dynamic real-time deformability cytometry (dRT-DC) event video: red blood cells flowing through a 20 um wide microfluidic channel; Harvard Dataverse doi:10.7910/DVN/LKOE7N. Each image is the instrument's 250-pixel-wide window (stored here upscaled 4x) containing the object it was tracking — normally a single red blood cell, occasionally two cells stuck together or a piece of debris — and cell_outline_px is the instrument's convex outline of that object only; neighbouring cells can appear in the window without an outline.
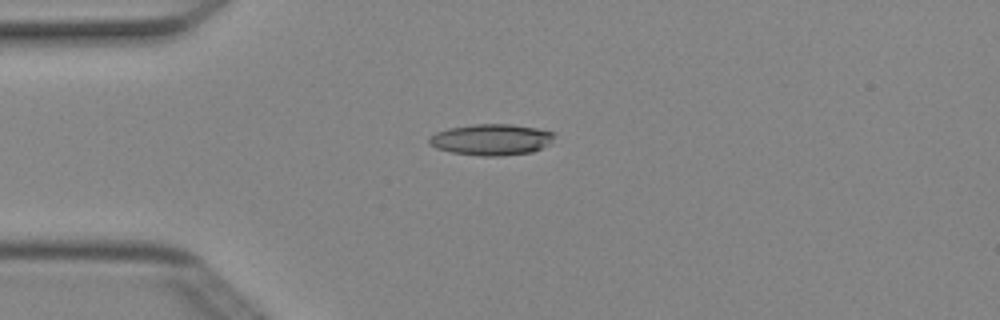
{"species": "Egyptian fruit bat (a non-hibernating species)", "species_latin": "Rousettus aegyptiacus", "temperature_condition": "cold", "stored_images_in_passage": 5, "camera_frame_rate_fps": 3000, "um_per_image_px": 0.085, "animal": {"sex": "female"}, "frame": {"image": 1, "passage_image": 3, "time_ms": 0.667, "image_size_px": [1000, 320], "cell_outline_px": [[556, 136], [552, 144], [532, 152], [500, 156], [480, 156], [452, 152], [436, 148], [428, 140], [436, 132], [448, 128], [472, 124], [512, 124], [536, 128], [556, 132]], "centroid_in_image_um": [41.84, 11.86], "position_along_channel_um": 43.2, "area_um2": 22.95}}
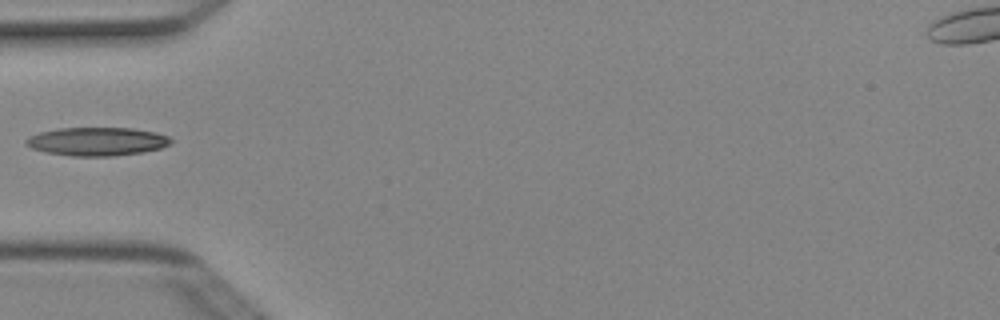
{"frame": {"image": 2, "passage_image": 4, "time_ms": 1.0, "image_size_px": [1000, 320], "cell_outline_px": [[172, 144], [160, 148], [144, 152], [112, 156], [72, 156], [48, 152], [32, 148], [24, 144], [24, 140], [28, 136], [40, 132], [60, 128], [132, 128], [156, 132], [168, 136], [172, 140]], "centroid_in_image_um": [8.26, 12.02], "position_along_channel_um": 76.7, "area_um2": 24.04}}
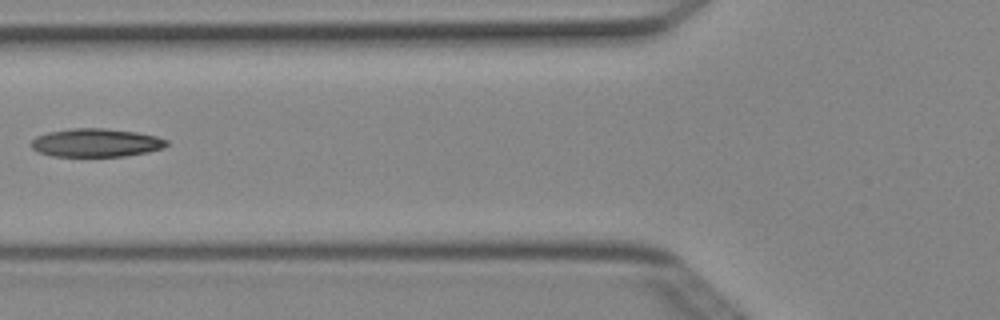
{"frame": {"image": 3, "passage_image": 5, "time_ms": 1.333, "image_size_px": [1000, 320], "cell_outline_px": [[168, 144], [164, 148], [148, 152], [124, 156], [52, 156], [40, 152], [32, 148], [32, 140], [36, 136], [48, 132], [72, 128], [104, 128], [136, 132], [156, 136], [168, 140]], "centroid_in_image_um": [8.19, 12.13], "position_along_channel_um": 117.6, "area_um2": 22.31}}